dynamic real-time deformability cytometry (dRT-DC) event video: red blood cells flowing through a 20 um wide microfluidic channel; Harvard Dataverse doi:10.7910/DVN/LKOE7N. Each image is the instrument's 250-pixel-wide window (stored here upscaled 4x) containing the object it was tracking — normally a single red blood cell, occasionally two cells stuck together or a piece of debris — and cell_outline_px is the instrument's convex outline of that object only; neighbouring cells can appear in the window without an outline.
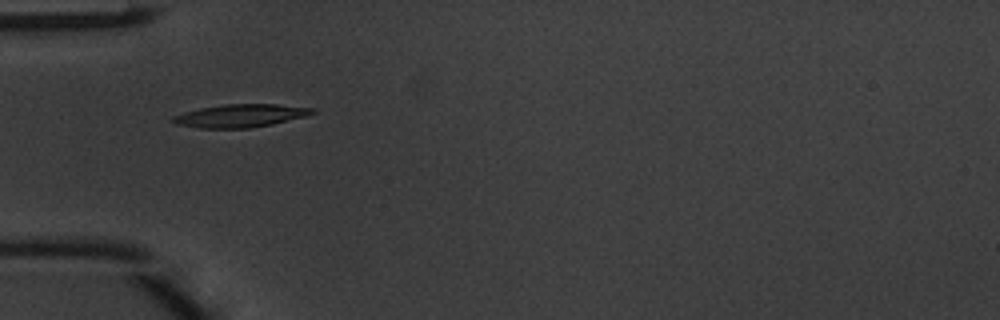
{"species": "common noctule bat (a hibernating species)", "species_latin": "Nyctalus noctula", "temperature_condition": "warm", "stored_images_in_passage": 34, "camera_frame_rate_fps": 3000, "um_per_image_px": 0.085, "animal": {"sex": "male", "body_mass_g": 20.1, "forearm_length_mm": 53.5}, "frame": {"image": 1, "passage_image": 1, "time_ms": 0.0, "image_size_px": [1000, 320], "cell_outline_px": [[316, 112], [308, 116], [272, 124], [248, 128], [200, 128], [176, 124], [168, 120], [172, 116], [184, 112], [200, 108], [224, 104], [276, 104], [316, 108]], "centroid_in_image_um": [20.44, 9.83], "position_along_channel_um": 64.6, "area_um2": 18.84}}
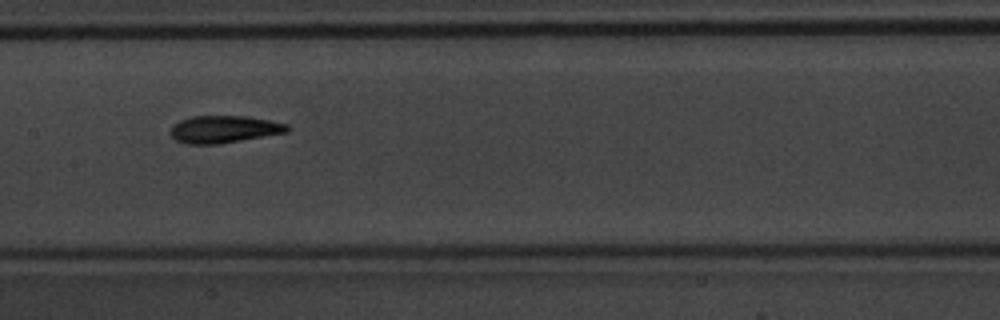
{"frame": {"image": 2, "passage_image": 10, "time_ms": 3.0, "image_size_px": [1000, 320], "cell_outline_px": [[292, 128], [288, 132], [220, 144], [188, 144], [176, 140], [168, 132], [172, 124], [180, 120], [192, 116], [244, 116], [268, 120], [288, 124]], "centroid_in_image_um": [19.03, 10.99], "position_along_channel_um": 188.4, "area_um2": 18.73}}
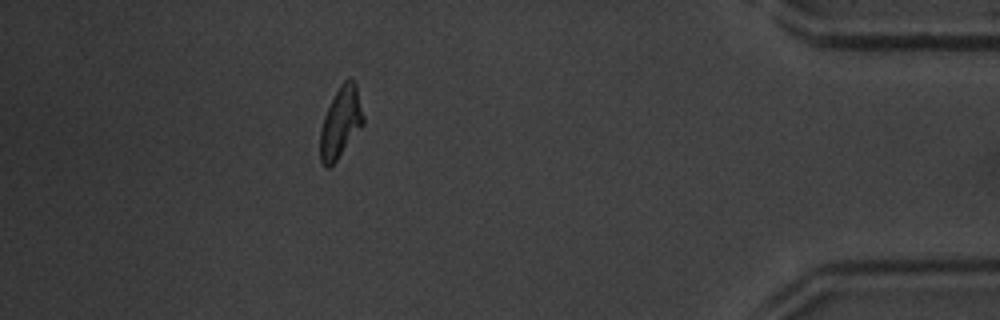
{"frame": {"image": 3, "passage_image": 29, "time_ms": 9.333, "image_size_px": [1000, 320], "cell_outline_px": [[364, 124], [336, 160], [328, 168], [324, 168], [320, 160], [320, 128], [324, 116], [340, 84], [348, 76], [352, 76], [356, 84], [364, 116]], "centroid_in_image_um": [28.96, 10.38], "position_along_channel_um": 406.2, "area_um2": 17.8}, "authors_computed_cell_mechanics": {"area_um2": 18.0047, "velocity_mm_per_s": 4.1571, "shape_relaxation_time_tau1_ms": 2.7456, "shape_relaxation_time_tau2_ms": 3.7604, "deformation_change_tau1": 0.182, "deformation_change_tau2": 0.0902}}